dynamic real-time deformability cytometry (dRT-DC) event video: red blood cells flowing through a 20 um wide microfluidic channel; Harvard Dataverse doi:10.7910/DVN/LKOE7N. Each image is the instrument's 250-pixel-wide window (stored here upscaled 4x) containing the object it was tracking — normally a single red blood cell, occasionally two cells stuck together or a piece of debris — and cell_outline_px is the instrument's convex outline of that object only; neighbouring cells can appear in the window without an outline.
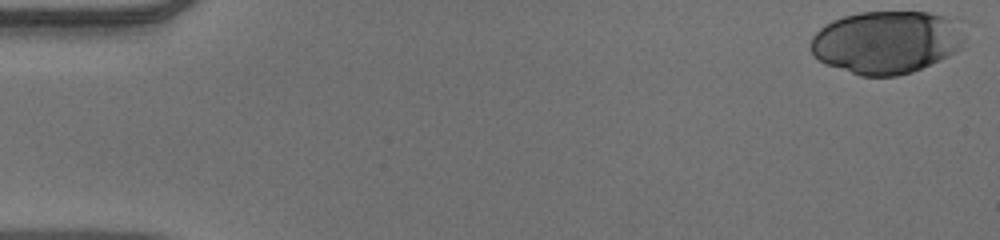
{"species": "human", "species_latin": "Homo sapiens", "temperature_condition": "warm", "stored_images_in_passage": 52, "camera_frame_rate_fps": 3000, "um_per_image_px": 0.085, "donor": {"sex": "male"}, "frame": {"image": 1, "passage_image": 1, "time_ms": 0.0, "image_size_px": [1000, 240], "cell_outline_px": [[968, 44], [956, 52], [948, 56], [912, 72], [896, 76], [860, 76], [824, 64], [812, 56], [808, 48], [808, 44], [812, 36], [824, 24], [832, 20], [844, 16], [860, 12], [928, 12], [944, 16], [964, 36]], "centroid_in_image_um": [75.26, 3.61], "position_along_channel_um": 9.7, "area_um2": 56.53}}
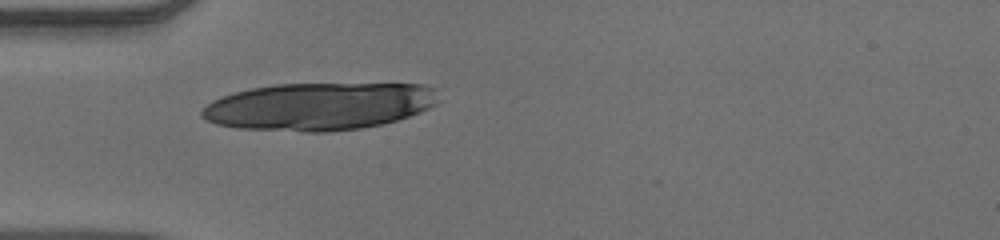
{"frame": {"image": 2, "passage_image": 16, "time_ms": 5.0, "image_size_px": [1000, 240], "cell_outline_px": [[436, 104], [420, 112], [384, 124], [360, 128], [328, 132], [304, 132], [236, 128], [216, 124], [204, 120], [200, 116], [200, 112], [212, 100], [236, 92], [252, 88], [276, 84], [420, 84], [436, 88]], "centroid_in_image_um": [27.09, 9.05], "position_along_channel_um": 57.9, "area_um2": 65.55}}